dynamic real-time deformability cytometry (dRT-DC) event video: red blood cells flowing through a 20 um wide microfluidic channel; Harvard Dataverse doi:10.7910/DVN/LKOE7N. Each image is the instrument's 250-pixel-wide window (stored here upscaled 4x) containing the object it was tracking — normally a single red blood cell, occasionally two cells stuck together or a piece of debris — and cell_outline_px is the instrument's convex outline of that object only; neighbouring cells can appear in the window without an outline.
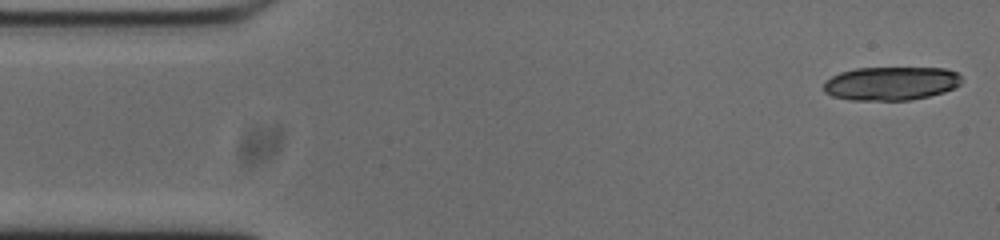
{"species": "common noctule bat (a hibernating species)", "species_latin": "Nyctalus noctula", "temperature_condition": "cold", "stored_images_in_passage": 15, "camera_frame_rate_fps": 3000, "um_per_image_px": 0.085, "animal": {"sex": "male", "body_mass_g": 20.0, "forearm_length_mm": 53.3}, "frame": {"image": 1, "passage_image": 1, "time_ms": 0.0, "image_size_px": [1000, 240], "cell_outline_px": [[960, 84], [944, 92], [928, 96], [908, 100], [852, 100], [832, 96], [824, 92], [824, 80], [840, 72], [856, 68], [944, 68], [956, 72], [960, 76]], "centroid_in_image_um": [75.69, 7.09], "position_along_channel_um": 9.3, "area_um2": 26.93}}